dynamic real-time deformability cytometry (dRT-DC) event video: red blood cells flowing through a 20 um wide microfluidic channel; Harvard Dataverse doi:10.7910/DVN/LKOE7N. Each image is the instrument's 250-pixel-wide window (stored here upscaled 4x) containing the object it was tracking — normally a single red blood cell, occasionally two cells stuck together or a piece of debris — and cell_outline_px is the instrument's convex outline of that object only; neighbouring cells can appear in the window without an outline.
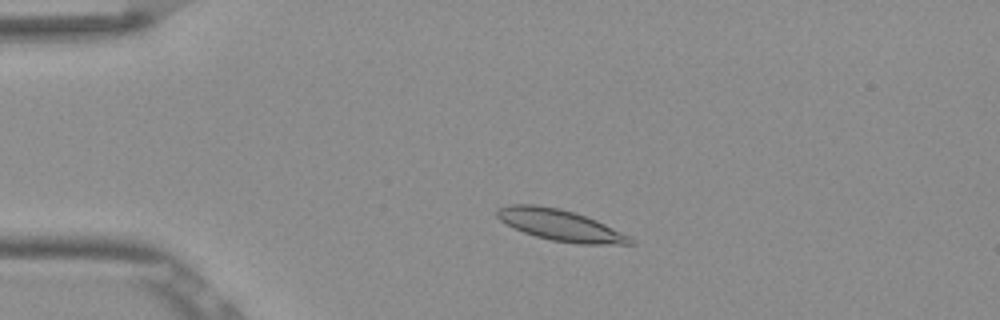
{"species": "Egyptian fruit bat (a non-hibernating species)", "species_latin": "Rousettus aegyptiacus", "temperature_condition": "room temperature", "stored_images_in_passage": 50, "camera_frame_rate_fps": 3000, "um_per_image_px": 0.085, "frame": {"image": 1, "passage_image": 9, "time_ms": 2.667, "image_size_px": [1000, 320], "cell_outline_px": [[636, 244], [580, 244], [552, 240], [536, 236], [524, 232], [500, 220], [496, 216], [496, 208], [508, 204], [536, 204], [560, 208], [596, 220], [636, 240]], "centroid_in_image_um": [47.59, 19.13], "position_along_channel_um": 37.4, "area_um2": 23.99}}
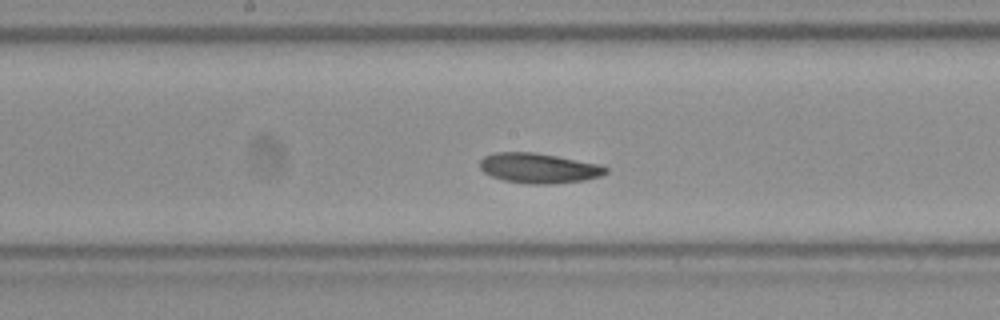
{"frame": {"image": 2, "passage_image": 25, "time_ms": 8.0, "image_size_px": [1000, 320], "cell_outline_px": [[608, 172], [600, 176], [584, 180], [552, 184], [528, 184], [504, 180], [492, 176], [484, 172], [480, 168], [480, 160], [484, 156], [496, 152], [532, 152], [556, 156], [600, 164], [608, 168]], "centroid_in_image_um": [45.8, 14.29], "position_along_channel_um": 202.4, "area_um2": 21.96}}
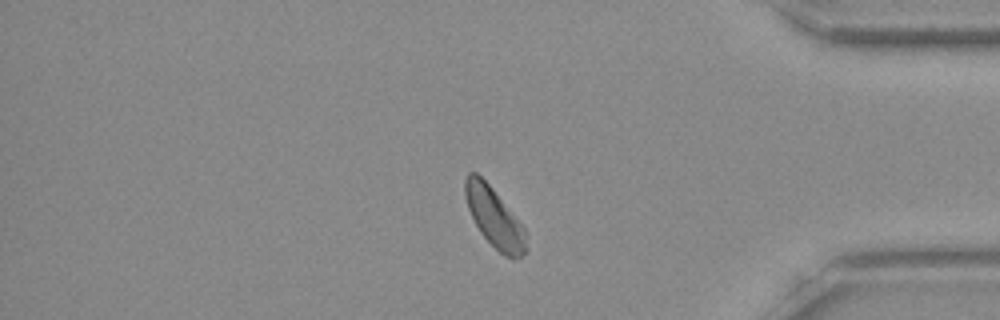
{"frame": {"image": 3, "passage_image": 42, "time_ms": 13.667, "image_size_px": [1000, 320], "cell_outline_px": [[528, 252], [512, 260], [504, 256], [480, 232], [468, 208], [464, 192], [464, 180], [468, 172], [476, 172], [492, 188], [524, 228], [528, 248]], "centroid_in_image_um": [42.02, 18.51], "position_along_channel_um": 393.2, "area_um2": 20.87}, "authors_computed_cell_mechanics": {"area_um2": 21.9351, "velocity_mm_per_s": 3.807, "shape_relaxation_time_tau1_ms": null, "shape_relaxation_time_tau2_ms": 2.4232, "deformation_change_tau1": null, "deformation_change_tau2": 0.0704}}